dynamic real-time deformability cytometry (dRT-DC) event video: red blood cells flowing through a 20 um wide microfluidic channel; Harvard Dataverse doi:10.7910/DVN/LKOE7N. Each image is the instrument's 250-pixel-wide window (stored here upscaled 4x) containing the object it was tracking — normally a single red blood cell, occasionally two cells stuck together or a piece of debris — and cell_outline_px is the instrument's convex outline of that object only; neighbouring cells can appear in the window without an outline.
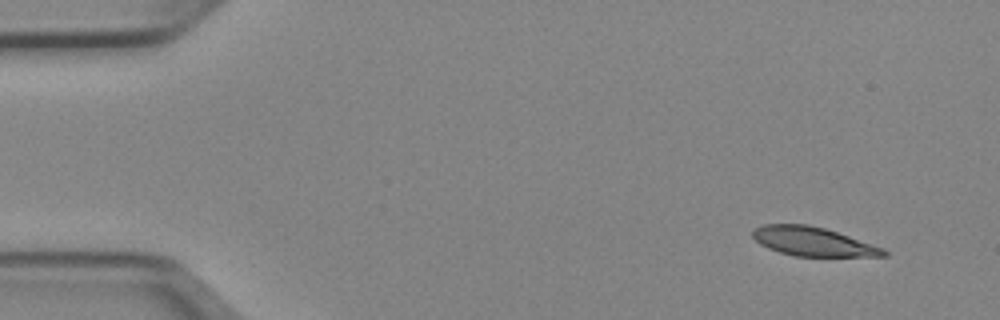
{"species": "Egyptian fruit bat (a non-hibernating species)", "species_latin": "Rousettus aegyptiacus", "temperature_condition": "cold", "stored_images_in_passage": 8, "camera_frame_rate_fps": 3000, "um_per_image_px": 0.085, "animal": {"sex": "female"}, "frame": {"image": 1, "passage_image": 1, "time_ms": 0.0, "image_size_px": [1000, 320], "cell_outline_px": [[888, 256], [796, 256], [780, 252], [768, 248], [760, 244], [752, 236], [752, 228], [764, 224], [808, 224], [824, 228], [884, 248], [888, 252]], "centroid_in_image_um": [69.07, 20.52], "position_along_channel_um": 15.9, "area_um2": 21.96}}